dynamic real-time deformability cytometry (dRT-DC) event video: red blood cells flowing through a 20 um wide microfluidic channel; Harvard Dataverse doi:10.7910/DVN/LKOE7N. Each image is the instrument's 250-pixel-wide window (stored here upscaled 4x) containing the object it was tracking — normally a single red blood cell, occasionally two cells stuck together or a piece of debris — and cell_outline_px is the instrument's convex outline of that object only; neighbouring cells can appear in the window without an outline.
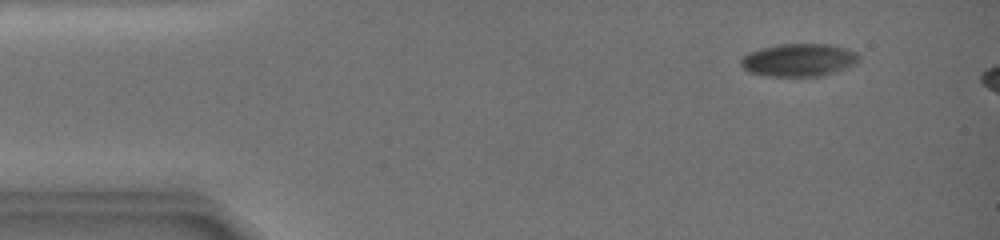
{"species": "common noctule bat (a hibernating species)", "species_latin": "Nyctalus noctula", "temperature_condition": "warm", "stored_images_in_passage": 11, "camera_frame_rate_fps": 3000, "um_per_image_px": 0.085, "animal": {"sex": "female", "body_mass_g": 19.0, "forearm_length_mm": 51.5}, "frame": {"image": 1, "passage_image": 1, "time_ms": 0.0, "image_size_px": [1000, 240], "cell_outline_px": [[856, 60], [852, 64], [816, 76], [776, 76], [752, 72], [744, 68], [740, 64], [740, 60], [748, 52], [760, 48], [776, 44], [836, 44], [848, 48], [856, 52]], "centroid_in_image_um": [67.83, 5.06], "position_along_channel_um": 17.2, "area_um2": 21.91}}